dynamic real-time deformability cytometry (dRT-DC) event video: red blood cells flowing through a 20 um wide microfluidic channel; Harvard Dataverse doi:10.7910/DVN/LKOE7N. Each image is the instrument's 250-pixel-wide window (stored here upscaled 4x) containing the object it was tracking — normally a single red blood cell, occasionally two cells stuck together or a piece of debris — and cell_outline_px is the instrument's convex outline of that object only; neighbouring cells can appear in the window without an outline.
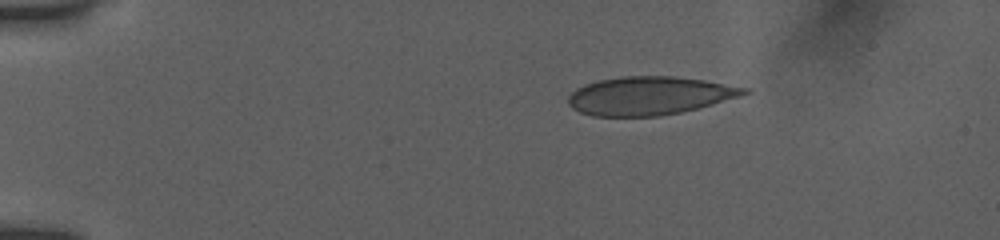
{"species": "human", "species_latin": "Homo sapiens", "temperature_condition": "room temperature", "stored_images_in_passage": 27, "camera_frame_rate_fps": 3000, "um_per_image_px": 0.085, "donor": {"sex": "female"}, "frame": {"image": 1, "passage_image": 1, "time_ms": 0.0, "image_size_px": [1000, 240], "cell_outline_px": [[748, 92], [736, 96], [696, 108], [680, 112], [656, 116], [596, 116], [580, 112], [572, 108], [568, 104], [568, 96], [572, 92], [588, 84], [600, 80], [624, 76], [672, 76], [704, 80], [748, 88]], "centroid_in_image_um": [55.14, 8.13], "position_along_channel_um": 29.9, "area_um2": 38.38}}
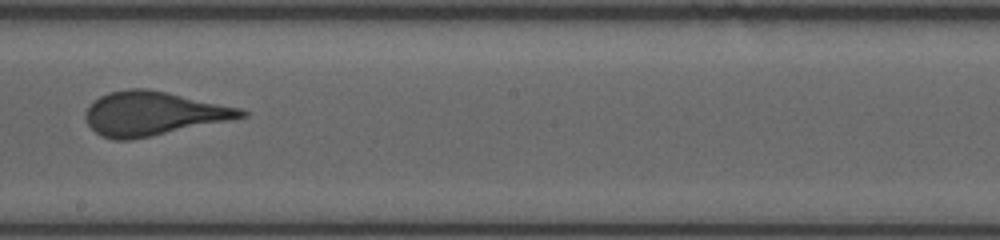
{"frame": {"image": 2, "passage_image": 12, "time_ms": 7.333, "image_size_px": [1000, 240], "cell_outline_px": [[248, 116], [128, 140], [112, 140], [100, 136], [88, 124], [84, 116], [88, 108], [100, 96], [108, 92], [128, 88], [148, 88], [240, 108], [248, 112]], "centroid_in_image_um": [12.97, 9.64], "position_along_channel_um": 235.2, "area_um2": 39.13}}
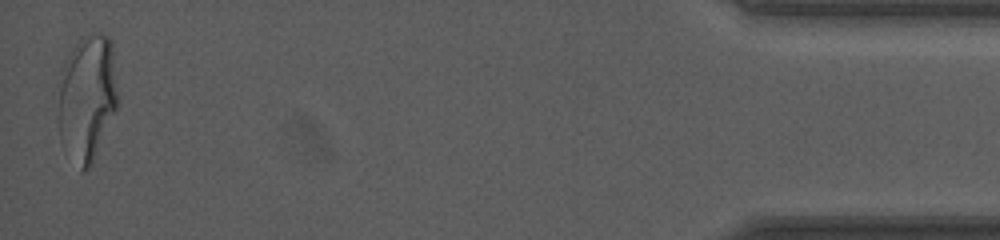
{"frame": {"image": 3, "passage_image": 27, "time_ms": 14.333, "image_size_px": [1000, 240], "cell_outline_px": [[116, 108], [92, 164], [88, 168], [80, 172], [60, 140], [52, 96], [60, 68], [64, 60], [72, 48], [76, 44], [88, 36], [108, 36], [112, 40], [116, 92]], "centroid_in_image_um": [7.27, 8.36], "position_along_channel_um": 427.9, "area_um2": 44.85}, "authors_computed_cell_mechanics": {"area_um2": 39.7664, "velocity_mm_per_s": 3.8792, "shape_relaxation_time_tau1_ms": 5.8567, "shape_relaxation_time_tau2_ms": null, "deformation_change_tau1": 0.1949, "deformation_change_tau2": null}}